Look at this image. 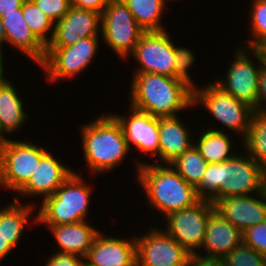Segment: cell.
Returning <instances> with one entry per match:
<instances>
[{"mask_svg": "<svg viewBox=\"0 0 266 266\" xmlns=\"http://www.w3.org/2000/svg\"><path fill=\"white\" fill-rule=\"evenodd\" d=\"M131 83V107L158 118L177 116L193 106V88L180 78L136 73Z\"/></svg>", "mask_w": 266, "mask_h": 266, "instance_id": "obj_1", "label": "cell"}, {"mask_svg": "<svg viewBox=\"0 0 266 266\" xmlns=\"http://www.w3.org/2000/svg\"><path fill=\"white\" fill-rule=\"evenodd\" d=\"M240 155L236 154L223 163H208L204 176L196 187L200 199L210 200L213 203L221 198L260 192L264 169L248 155V152L246 158Z\"/></svg>", "mask_w": 266, "mask_h": 266, "instance_id": "obj_2", "label": "cell"}, {"mask_svg": "<svg viewBox=\"0 0 266 266\" xmlns=\"http://www.w3.org/2000/svg\"><path fill=\"white\" fill-rule=\"evenodd\" d=\"M137 165L138 182L146 190L148 201L165 217L200 200L196 188L188 184L170 164L165 167L144 162Z\"/></svg>", "mask_w": 266, "mask_h": 266, "instance_id": "obj_3", "label": "cell"}, {"mask_svg": "<svg viewBox=\"0 0 266 266\" xmlns=\"http://www.w3.org/2000/svg\"><path fill=\"white\" fill-rule=\"evenodd\" d=\"M82 140L85 161L95 173L116 167L130 150L122 127L112 114L83 125Z\"/></svg>", "mask_w": 266, "mask_h": 266, "instance_id": "obj_4", "label": "cell"}, {"mask_svg": "<svg viewBox=\"0 0 266 266\" xmlns=\"http://www.w3.org/2000/svg\"><path fill=\"white\" fill-rule=\"evenodd\" d=\"M90 195V187L73 172L52 196L43 199L35 219L47 225L85 221Z\"/></svg>", "mask_w": 266, "mask_h": 266, "instance_id": "obj_5", "label": "cell"}, {"mask_svg": "<svg viewBox=\"0 0 266 266\" xmlns=\"http://www.w3.org/2000/svg\"><path fill=\"white\" fill-rule=\"evenodd\" d=\"M101 30L106 44L120 57L133 53L145 32L122 0H110L101 14Z\"/></svg>", "mask_w": 266, "mask_h": 266, "instance_id": "obj_6", "label": "cell"}, {"mask_svg": "<svg viewBox=\"0 0 266 266\" xmlns=\"http://www.w3.org/2000/svg\"><path fill=\"white\" fill-rule=\"evenodd\" d=\"M203 104L223 125L246 137L254 109L222 90L215 83L193 89V105Z\"/></svg>", "mask_w": 266, "mask_h": 266, "instance_id": "obj_7", "label": "cell"}, {"mask_svg": "<svg viewBox=\"0 0 266 266\" xmlns=\"http://www.w3.org/2000/svg\"><path fill=\"white\" fill-rule=\"evenodd\" d=\"M47 152L31 141L25 143L7 139L3 149L0 186L13 189L18 194Z\"/></svg>", "mask_w": 266, "mask_h": 266, "instance_id": "obj_8", "label": "cell"}, {"mask_svg": "<svg viewBox=\"0 0 266 266\" xmlns=\"http://www.w3.org/2000/svg\"><path fill=\"white\" fill-rule=\"evenodd\" d=\"M98 37L83 38L66 47H46L45 59L39 66L47 72L48 80L74 77L85 69L96 54Z\"/></svg>", "mask_w": 266, "mask_h": 266, "instance_id": "obj_9", "label": "cell"}, {"mask_svg": "<svg viewBox=\"0 0 266 266\" xmlns=\"http://www.w3.org/2000/svg\"><path fill=\"white\" fill-rule=\"evenodd\" d=\"M215 210L210 200L200 199L194 205L166 216L167 231L190 254L201 247L210 214Z\"/></svg>", "mask_w": 266, "mask_h": 266, "instance_id": "obj_10", "label": "cell"}, {"mask_svg": "<svg viewBox=\"0 0 266 266\" xmlns=\"http://www.w3.org/2000/svg\"><path fill=\"white\" fill-rule=\"evenodd\" d=\"M132 55L141 64L136 73H155L175 78V44L165 30L144 32Z\"/></svg>", "mask_w": 266, "mask_h": 266, "instance_id": "obj_11", "label": "cell"}, {"mask_svg": "<svg viewBox=\"0 0 266 266\" xmlns=\"http://www.w3.org/2000/svg\"><path fill=\"white\" fill-rule=\"evenodd\" d=\"M135 240L137 266H187L190 253L165 231L153 229Z\"/></svg>", "mask_w": 266, "mask_h": 266, "instance_id": "obj_12", "label": "cell"}, {"mask_svg": "<svg viewBox=\"0 0 266 266\" xmlns=\"http://www.w3.org/2000/svg\"><path fill=\"white\" fill-rule=\"evenodd\" d=\"M237 50L235 61L227 69V79L214 83L234 98L257 110L258 78L261 66H255L244 49Z\"/></svg>", "mask_w": 266, "mask_h": 266, "instance_id": "obj_13", "label": "cell"}, {"mask_svg": "<svg viewBox=\"0 0 266 266\" xmlns=\"http://www.w3.org/2000/svg\"><path fill=\"white\" fill-rule=\"evenodd\" d=\"M100 26V13L71 6L68 13L54 24L50 42L46 47H66L80 39L98 36Z\"/></svg>", "mask_w": 266, "mask_h": 266, "instance_id": "obj_14", "label": "cell"}, {"mask_svg": "<svg viewBox=\"0 0 266 266\" xmlns=\"http://www.w3.org/2000/svg\"><path fill=\"white\" fill-rule=\"evenodd\" d=\"M131 111L128 119L113 115L122 127L129 149L132 144L145 154L159 155V118L133 107Z\"/></svg>", "mask_w": 266, "mask_h": 266, "instance_id": "obj_15", "label": "cell"}, {"mask_svg": "<svg viewBox=\"0 0 266 266\" xmlns=\"http://www.w3.org/2000/svg\"><path fill=\"white\" fill-rule=\"evenodd\" d=\"M84 259V266H137L136 240L105 237L99 232Z\"/></svg>", "mask_w": 266, "mask_h": 266, "instance_id": "obj_16", "label": "cell"}, {"mask_svg": "<svg viewBox=\"0 0 266 266\" xmlns=\"http://www.w3.org/2000/svg\"><path fill=\"white\" fill-rule=\"evenodd\" d=\"M253 196H232L213 202L215 211L241 232L266 220V204Z\"/></svg>", "mask_w": 266, "mask_h": 266, "instance_id": "obj_17", "label": "cell"}, {"mask_svg": "<svg viewBox=\"0 0 266 266\" xmlns=\"http://www.w3.org/2000/svg\"><path fill=\"white\" fill-rule=\"evenodd\" d=\"M72 173L73 171L63 166L50 152H47L19 194L45 195L43 198H47L52 196Z\"/></svg>", "mask_w": 266, "mask_h": 266, "instance_id": "obj_18", "label": "cell"}, {"mask_svg": "<svg viewBox=\"0 0 266 266\" xmlns=\"http://www.w3.org/2000/svg\"><path fill=\"white\" fill-rule=\"evenodd\" d=\"M0 18L4 27L6 42L13 44L40 65L45 59L46 46L26 24L22 7L16 9V12L4 13Z\"/></svg>", "mask_w": 266, "mask_h": 266, "instance_id": "obj_19", "label": "cell"}, {"mask_svg": "<svg viewBox=\"0 0 266 266\" xmlns=\"http://www.w3.org/2000/svg\"><path fill=\"white\" fill-rule=\"evenodd\" d=\"M241 242L242 232L214 210L208 218L201 246L209 252L206 256L224 258Z\"/></svg>", "mask_w": 266, "mask_h": 266, "instance_id": "obj_20", "label": "cell"}, {"mask_svg": "<svg viewBox=\"0 0 266 266\" xmlns=\"http://www.w3.org/2000/svg\"><path fill=\"white\" fill-rule=\"evenodd\" d=\"M178 116L159 118V157L170 164L194 143Z\"/></svg>", "mask_w": 266, "mask_h": 266, "instance_id": "obj_21", "label": "cell"}, {"mask_svg": "<svg viewBox=\"0 0 266 266\" xmlns=\"http://www.w3.org/2000/svg\"><path fill=\"white\" fill-rule=\"evenodd\" d=\"M61 247L59 253L78 254L85 257L99 231L85 221L66 225H48Z\"/></svg>", "mask_w": 266, "mask_h": 266, "instance_id": "obj_22", "label": "cell"}, {"mask_svg": "<svg viewBox=\"0 0 266 266\" xmlns=\"http://www.w3.org/2000/svg\"><path fill=\"white\" fill-rule=\"evenodd\" d=\"M26 120L22 101L15 91V87L8 81L0 87V134L11 133L19 128Z\"/></svg>", "mask_w": 266, "mask_h": 266, "instance_id": "obj_23", "label": "cell"}, {"mask_svg": "<svg viewBox=\"0 0 266 266\" xmlns=\"http://www.w3.org/2000/svg\"><path fill=\"white\" fill-rule=\"evenodd\" d=\"M14 199L15 203L0 210V235L16 247L33 208L31 205L28 207V205L19 204L17 197Z\"/></svg>", "mask_w": 266, "mask_h": 266, "instance_id": "obj_24", "label": "cell"}, {"mask_svg": "<svg viewBox=\"0 0 266 266\" xmlns=\"http://www.w3.org/2000/svg\"><path fill=\"white\" fill-rule=\"evenodd\" d=\"M202 134L194 145L208 163H223L235 156L230 154L231 143L223 131L208 129Z\"/></svg>", "mask_w": 266, "mask_h": 266, "instance_id": "obj_25", "label": "cell"}, {"mask_svg": "<svg viewBox=\"0 0 266 266\" xmlns=\"http://www.w3.org/2000/svg\"><path fill=\"white\" fill-rule=\"evenodd\" d=\"M249 156L266 169V111L254 110L249 131L243 140Z\"/></svg>", "mask_w": 266, "mask_h": 266, "instance_id": "obj_26", "label": "cell"}, {"mask_svg": "<svg viewBox=\"0 0 266 266\" xmlns=\"http://www.w3.org/2000/svg\"><path fill=\"white\" fill-rule=\"evenodd\" d=\"M131 11L137 24L145 31H163L161 16L165 3L162 0H122ZM161 25V26H160Z\"/></svg>", "mask_w": 266, "mask_h": 266, "instance_id": "obj_27", "label": "cell"}, {"mask_svg": "<svg viewBox=\"0 0 266 266\" xmlns=\"http://www.w3.org/2000/svg\"><path fill=\"white\" fill-rule=\"evenodd\" d=\"M170 165L178 174L195 188L200 184L208 162L193 144L188 150L178 156Z\"/></svg>", "mask_w": 266, "mask_h": 266, "instance_id": "obj_28", "label": "cell"}, {"mask_svg": "<svg viewBox=\"0 0 266 266\" xmlns=\"http://www.w3.org/2000/svg\"><path fill=\"white\" fill-rule=\"evenodd\" d=\"M22 13L28 27L33 34L45 45L50 42L47 34L52 25L55 23L46 16L38 7L31 1L25 0L22 4Z\"/></svg>", "mask_w": 266, "mask_h": 266, "instance_id": "obj_29", "label": "cell"}, {"mask_svg": "<svg viewBox=\"0 0 266 266\" xmlns=\"http://www.w3.org/2000/svg\"><path fill=\"white\" fill-rule=\"evenodd\" d=\"M226 266H266V256L241 242L224 258Z\"/></svg>", "mask_w": 266, "mask_h": 266, "instance_id": "obj_30", "label": "cell"}, {"mask_svg": "<svg viewBox=\"0 0 266 266\" xmlns=\"http://www.w3.org/2000/svg\"><path fill=\"white\" fill-rule=\"evenodd\" d=\"M251 16V32L253 39L248 41V49L266 43V0H253Z\"/></svg>", "mask_w": 266, "mask_h": 266, "instance_id": "obj_31", "label": "cell"}, {"mask_svg": "<svg viewBox=\"0 0 266 266\" xmlns=\"http://www.w3.org/2000/svg\"><path fill=\"white\" fill-rule=\"evenodd\" d=\"M242 242L266 256V220L242 232Z\"/></svg>", "mask_w": 266, "mask_h": 266, "instance_id": "obj_32", "label": "cell"}, {"mask_svg": "<svg viewBox=\"0 0 266 266\" xmlns=\"http://www.w3.org/2000/svg\"><path fill=\"white\" fill-rule=\"evenodd\" d=\"M54 23L61 20L71 8V0H31Z\"/></svg>", "mask_w": 266, "mask_h": 266, "instance_id": "obj_33", "label": "cell"}, {"mask_svg": "<svg viewBox=\"0 0 266 266\" xmlns=\"http://www.w3.org/2000/svg\"><path fill=\"white\" fill-rule=\"evenodd\" d=\"M194 58L195 57L190 49L188 50L187 48H179L175 46V78L182 79L193 89L195 87L192 78L188 73V69L192 66Z\"/></svg>", "mask_w": 266, "mask_h": 266, "instance_id": "obj_34", "label": "cell"}, {"mask_svg": "<svg viewBox=\"0 0 266 266\" xmlns=\"http://www.w3.org/2000/svg\"><path fill=\"white\" fill-rule=\"evenodd\" d=\"M79 258V259H78ZM79 255L68 253H55L46 263V266H84V261Z\"/></svg>", "mask_w": 266, "mask_h": 266, "instance_id": "obj_35", "label": "cell"}, {"mask_svg": "<svg viewBox=\"0 0 266 266\" xmlns=\"http://www.w3.org/2000/svg\"><path fill=\"white\" fill-rule=\"evenodd\" d=\"M187 266H226L223 258L200 256L196 252L190 254Z\"/></svg>", "mask_w": 266, "mask_h": 266, "instance_id": "obj_36", "label": "cell"}, {"mask_svg": "<svg viewBox=\"0 0 266 266\" xmlns=\"http://www.w3.org/2000/svg\"><path fill=\"white\" fill-rule=\"evenodd\" d=\"M109 1L110 0H71V4L77 8L89 9L102 14Z\"/></svg>", "mask_w": 266, "mask_h": 266, "instance_id": "obj_37", "label": "cell"}, {"mask_svg": "<svg viewBox=\"0 0 266 266\" xmlns=\"http://www.w3.org/2000/svg\"><path fill=\"white\" fill-rule=\"evenodd\" d=\"M266 69L261 67L258 78V91H257V110L266 111ZM259 108V109H258Z\"/></svg>", "mask_w": 266, "mask_h": 266, "instance_id": "obj_38", "label": "cell"}, {"mask_svg": "<svg viewBox=\"0 0 266 266\" xmlns=\"http://www.w3.org/2000/svg\"><path fill=\"white\" fill-rule=\"evenodd\" d=\"M25 0H0V17L4 13L16 12V9L22 7Z\"/></svg>", "mask_w": 266, "mask_h": 266, "instance_id": "obj_39", "label": "cell"}, {"mask_svg": "<svg viewBox=\"0 0 266 266\" xmlns=\"http://www.w3.org/2000/svg\"><path fill=\"white\" fill-rule=\"evenodd\" d=\"M251 52L254 55L253 57L260 63V66L266 69V43L255 45Z\"/></svg>", "mask_w": 266, "mask_h": 266, "instance_id": "obj_40", "label": "cell"}, {"mask_svg": "<svg viewBox=\"0 0 266 266\" xmlns=\"http://www.w3.org/2000/svg\"><path fill=\"white\" fill-rule=\"evenodd\" d=\"M12 249L13 246L2 235H0V260L6 257Z\"/></svg>", "mask_w": 266, "mask_h": 266, "instance_id": "obj_41", "label": "cell"}, {"mask_svg": "<svg viewBox=\"0 0 266 266\" xmlns=\"http://www.w3.org/2000/svg\"><path fill=\"white\" fill-rule=\"evenodd\" d=\"M262 200L266 204V169L263 171V174L261 176V182H260V192H259Z\"/></svg>", "mask_w": 266, "mask_h": 266, "instance_id": "obj_42", "label": "cell"}, {"mask_svg": "<svg viewBox=\"0 0 266 266\" xmlns=\"http://www.w3.org/2000/svg\"><path fill=\"white\" fill-rule=\"evenodd\" d=\"M2 59H3L2 52H0V87L4 86L8 82V80L5 79L3 75Z\"/></svg>", "mask_w": 266, "mask_h": 266, "instance_id": "obj_43", "label": "cell"}, {"mask_svg": "<svg viewBox=\"0 0 266 266\" xmlns=\"http://www.w3.org/2000/svg\"><path fill=\"white\" fill-rule=\"evenodd\" d=\"M7 139L3 135L0 134V175L2 170V158H3V149Z\"/></svg>", "mask_w": 266, "mask_h": 266, "instance_id": "obj_44", "label": "cell"}, {"mask_svg": "<svg viewBox=\"0 0 266 266\" xmlns=\"http://www.w3.org/2000/svg\"><path fill=\"white\" fill-rule=\"evenodd\" d=\"M5 41H6L5 31H4V27H3V24L0 18V52H1V45H3L2 42H5Z\"/></svg>", "mask_w": 266, "mask_h": 266, "instance_id": "obj_45", "label": "cell"}]
</instances>
